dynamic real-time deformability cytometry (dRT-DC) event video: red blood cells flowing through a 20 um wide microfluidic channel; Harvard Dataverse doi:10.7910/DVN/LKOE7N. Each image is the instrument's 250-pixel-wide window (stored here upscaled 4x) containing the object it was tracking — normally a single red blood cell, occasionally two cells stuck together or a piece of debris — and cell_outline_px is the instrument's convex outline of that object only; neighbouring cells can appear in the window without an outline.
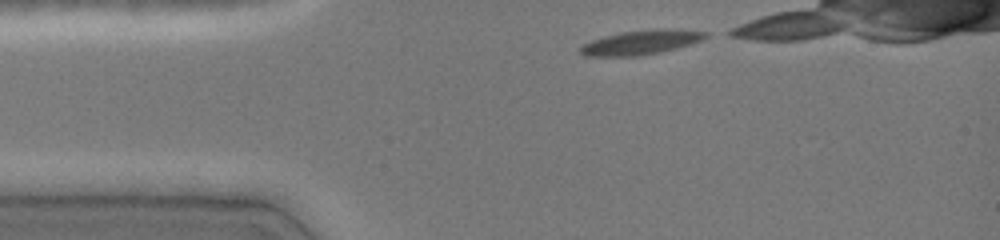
{"species": "common noctule bat (a hibernating species)", "species_latin": "Nyctalus noctula", "temperature_condition": "cold", "stored_images_in_passage": 33, "segment_of_instrument_passage": [1, 2], "camera_frame_rate_fps": 3000, "um_per_image_px": 0.085, "animal": {"sex": "female", "body_mass_g": 19.0, "forearm_length_mm": 51.5}, "frame": {"image": 1, "passage_image": 1, "time_ms": 0.0, "image_size_px": [1000, 240], "cell_outline_px": [[708, 36], [700, 40], [676, 48], [660, 52], [640, 56], [584, 56], [580, 52], [580, 48], [584, 44], [592, 40], [604, 36], [620, 32], [652, 28], [676, 28], [708, 32]], "centroid_in_image_um": [54.5, 3.58], "position_along_channel_um": 30.5, "area_um2": 17.92}}
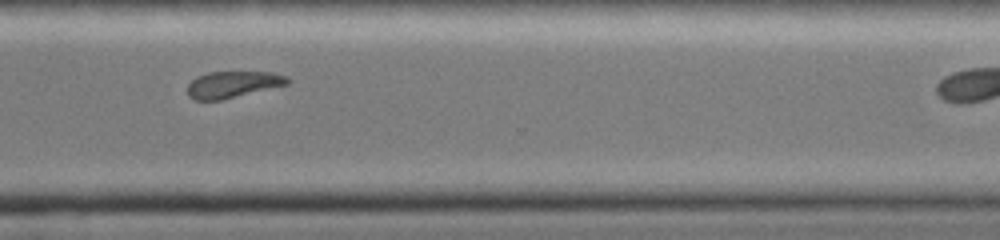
{"frame": {"image": 2, "passage_image": 27, "time_ms": 8.667, "image_size_px": [1000, 240], "cell_outline_px": [[292, 80], [288, 84], [220, 100], [196, 100], [188, 96], [188, 84], [196, 76], [208, 72], [272, 72], [288, 76]], "centroid_in_image_um": [19.8, 7.16], "position_along_channel_um": 350.8, "area_um2": 15.43}}
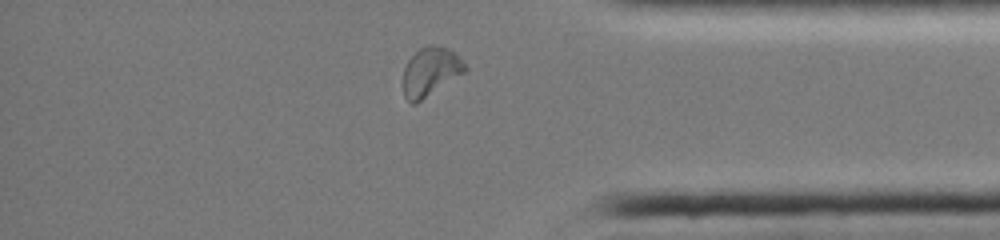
{"frame": {"image": 3, "passage_image": 31, "time_ms": 10.0, "image_size_px": [1000, 240], "cell_outline_px": [[468, 68], [464, 72], [416, 104], [412, 104], [404, 96], [404, 68], [408, 60], [420, 48], [432, 44], [448, 48]], "centroid_in_image_um": [36.56, 6.1], "position_along_channel_um": 398.6, "area_um2": 17.11}}